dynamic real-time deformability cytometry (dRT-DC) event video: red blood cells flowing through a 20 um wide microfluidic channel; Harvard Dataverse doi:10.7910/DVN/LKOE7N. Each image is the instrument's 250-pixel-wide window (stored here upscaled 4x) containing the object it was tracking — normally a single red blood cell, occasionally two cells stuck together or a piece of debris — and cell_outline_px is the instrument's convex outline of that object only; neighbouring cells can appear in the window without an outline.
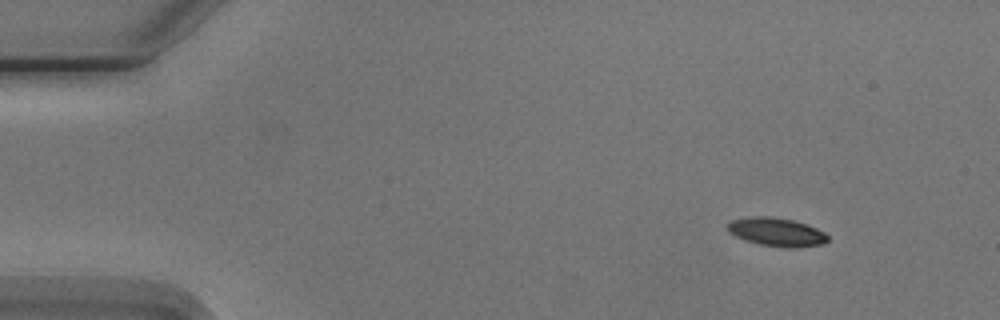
{"species": "Egyptian fruit bat (a non-hibernating species)", "species_latin": "Rousettus aegyptiacus", "temperature_condition": "cold", "stored_images_in_passage": 6, "camera_frame_rate_fps": 3000, "um_per_image_px": 0.085, "animal": {"sex": "male"}, "frame": {"image": 1, "passage_image": 2, "time_ms": 1.0, "image_size_px": [1000, 320], "cell_outline_px": [[828, 240], [824, 244], [796, 248], [784, 248], [760, 244], [744, 240], [728, 232], [724, 224], [732, 220], [752, 216], [772, 216], [792, 220], [808, 224], [824, 232], [828, 236]], "centroid_in_image_um": [65.99, 19.72], "position_along_channel_um": 19.0, "area_um2": 16.94}}
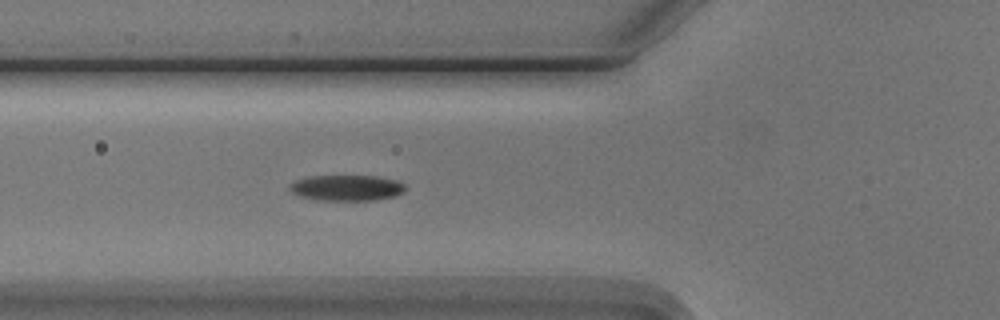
{"frame": {"image": 2, "passage_image": 6, "time_ms": 5.667, "image_size_px": [1000, 320], "cell_outline_px": [[404, 192], [396, 196], [376, 200], [320, 200], [300, 196], [292, 192], [288, 188], [288, 184], [296, 180], [308, 176], [376, 176], [396, 180], [404, 184]], "centroid_in_image_um": [29.45, 15.96], "position_along_channel_um": 96.3, "area_um2": 17.4}}